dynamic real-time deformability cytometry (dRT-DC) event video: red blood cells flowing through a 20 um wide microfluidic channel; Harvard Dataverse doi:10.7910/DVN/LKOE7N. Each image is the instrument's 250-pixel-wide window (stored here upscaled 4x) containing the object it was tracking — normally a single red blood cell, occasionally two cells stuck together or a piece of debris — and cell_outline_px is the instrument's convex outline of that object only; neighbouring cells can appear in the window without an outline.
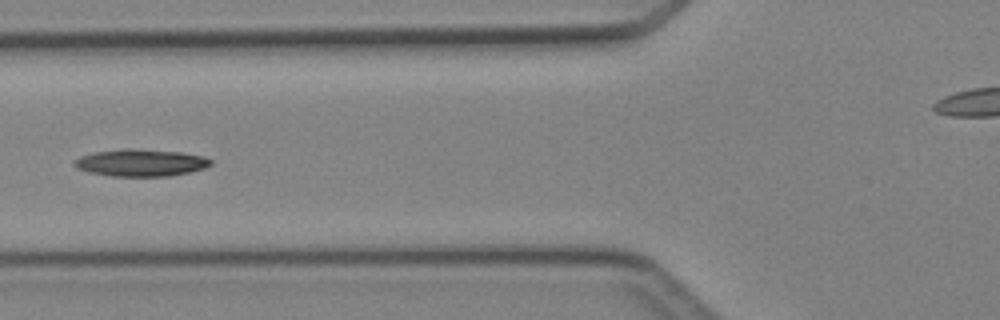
{"species": "Egyptian fruit bat (a non-hibernating species)", "species_latin": "Rousettus aegyptiacus", "temperature_condition": "cold", "stored_images_in_passage": 5, "camera_frame_rate_fps": 3000, "um_per_image_px": 0.085, "animal": {"sex": "female"}, "frame": {"image": 1, "passage_image": 4, "time_ms": 3.333, "image_size_px": [1000, 320], "cell_outline_px": [[212, 164], [204, 168], [172, 176], [112, 176], [88, 172], [76, 168], [72, 164], [80, 156], [92, 152], [180, 152], [204, 156], [212, 160]], "centroid_in_image_um": [11.99, 13.89], "position_along_channel_um": 113.8, "area_um2": 20.29}}
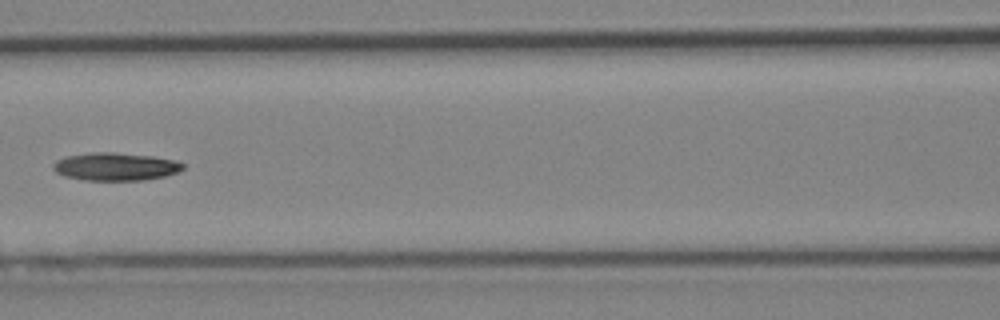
{"frame": {"image": 2, "passage_image": 5, "time_ms": 4.333, "image_size_px": [1000, 320], "cell_outline_px": [[184, 168], [180, 172], [164, 176], [144, 180], [84, 180], [64, 176], [56, 172], [52, 168], [52, 164], [56, 160], [68, 156], [92, 152], [112, 152], [152, 156], [176, 160], [184, 164]], "centroid_in_image_um": [9.83, 14.16], "position_along_channel_um": 156.8, "area_um2": 21.15}}